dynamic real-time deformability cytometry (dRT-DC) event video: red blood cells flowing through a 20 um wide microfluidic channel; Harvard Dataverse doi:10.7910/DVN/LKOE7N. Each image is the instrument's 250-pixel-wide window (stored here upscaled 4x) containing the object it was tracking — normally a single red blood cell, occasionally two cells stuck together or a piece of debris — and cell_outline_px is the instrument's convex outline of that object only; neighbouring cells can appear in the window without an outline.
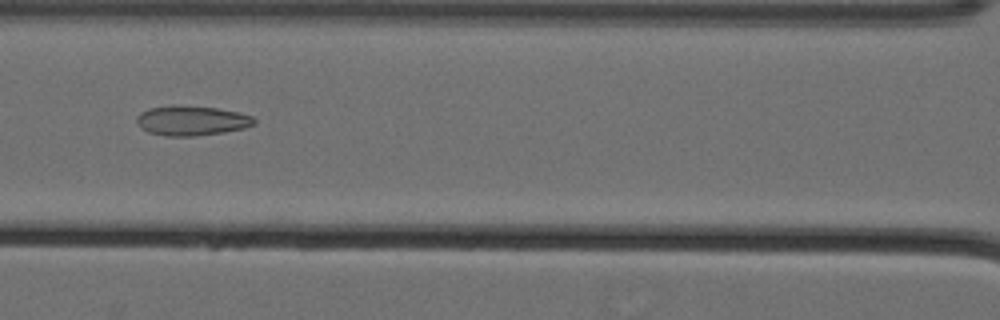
{"species": "Egyptian fruit bat (a non-hibernating species)", "species_latin": "Rousettus aegyptiacus", "temperature_condition": "cold", "stored_images_in_passage": 51, "camera_frame_rate_fps": 3000, "um_per_image_px": 0.085, "animal": {"sex": "female"}, "frame": {"image": 1, "passage_image": 21, "time_ms": 6.667, "image_size_px": [1000, 320], "cell_outline_px": [[256, 124], [244, 128], [224, 132], [196, 136], [168, 136], [148, 132], [140, 128], [136, 120], [136, 116], [140, 112], [148, 108], [172, 104], [216, 108], [240, 112], [252, 116], [256, 120]], "centroid_in_image_um": [16.27, 10.24], "position_along_channel_um": 150.3, "area_um2": 20.69}}
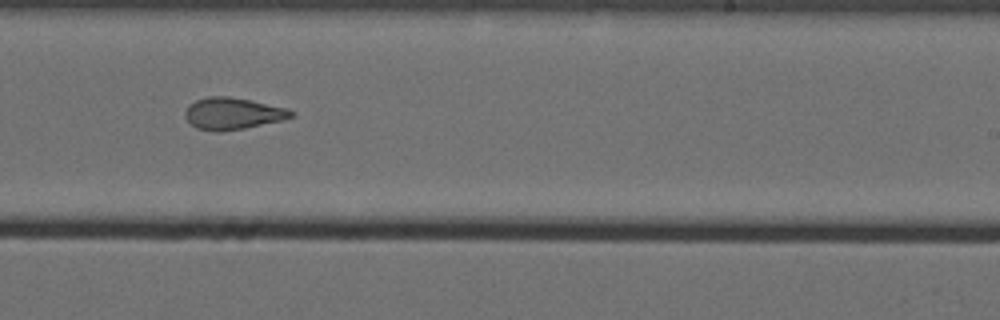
{"frame": {"image": 2, "passage_image": 31, "time_ms": 10.0, "image_size_px": [1000, 320], "cell_outline_px": [[296, 112], [292, 116], [284, 120], [244, 128], [220, 132], [216, 132], [196, 128], [184, 116], [184, 112], [188, 104], [196, 100], [208, 96], [228, 96], [288, 108]], "centroid_in_image_um": [19.77, 9.65], "position_along_channel_um": 269.2, "area_um2": 19.71}}
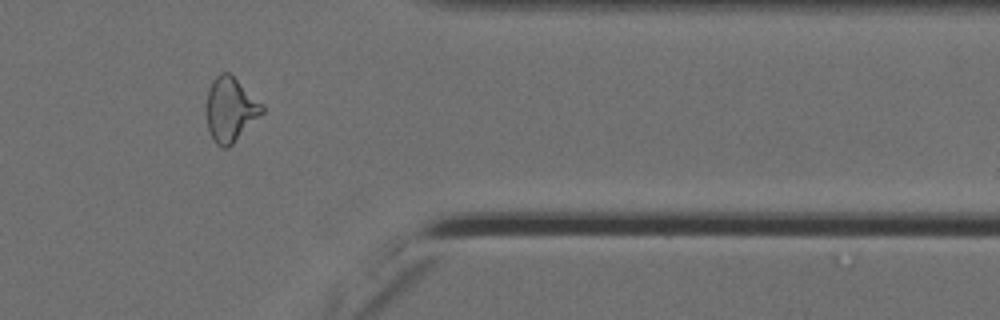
{"frame": {"image": 3, "passage_image": 42, "time_ms": 13.667, "image_size_px": [1000, 320], "cell_outline_px": [[264, 112], [228, 148], [220, 148], [212, 140], [208, 128], [208, 92], [212, 80], [220, 72], [228, 72], [264, 104]], "centroid_in_image_um": [19.61, 9.32], "position_along_channel_um": 391.8, "area_um2": 20.63}, "authors_computed_cell_mechanics": {"area_um2": 21.0392, "velocity_mm_per_s": 3.5768, "shape_relaxation_time_tau1_ms": null, "shape_relaxation_time_tau2_ms": 2.5781, "deformation_change_tau1": null, "deformation_change_tau2": 0.1057}}